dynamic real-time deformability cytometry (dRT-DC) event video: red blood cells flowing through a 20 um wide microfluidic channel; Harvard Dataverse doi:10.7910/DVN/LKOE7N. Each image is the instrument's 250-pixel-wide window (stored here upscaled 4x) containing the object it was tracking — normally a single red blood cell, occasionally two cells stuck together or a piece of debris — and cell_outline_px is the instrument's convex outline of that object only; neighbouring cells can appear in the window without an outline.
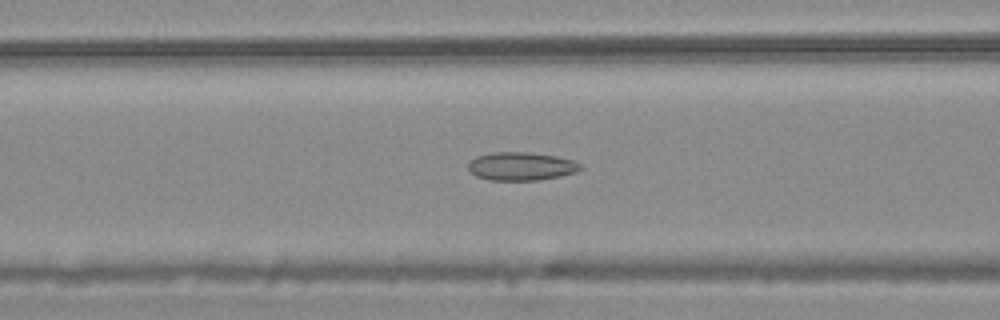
{"species": "common noctule bat (a hibernating species)", "species_latin": "Nyctalus noctula", "temperature_condition": "warm", "stored_images_in_passage": 42, "camera_frame_rate_fps": 3000, "um_per_image_px": 0.085, "animal": {"sex": "male", "body_mass_g": 20.4}, "frame": {"image": 1, "passage_image": 9, "time_ms": 2.667, "image_size_px": [1000, 320], "cell_outline_px": [[584, 168], [576, 172], [560, 176], [540, 180], [488, 180], [476, 176], [468, 168], [468, 164], [476, 156], [492, 152], [532, 152], [556, 156], [576, 160]], "centroid_in_image_um": [44.34, 14.13], "position_along_channel_um": 122.3, "area_um2": 18.67}}
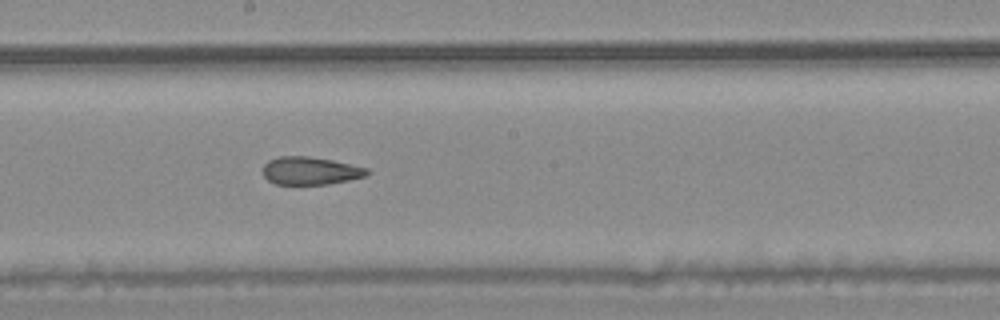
{"frame": {"image": 2, "passage_image": 17, "time_ms": 5.333, "image_size_px": [1000, 320], "cell_outline_px": [[372, 172], [368, 176], [328, 184], [276, 184], [268, 180], [264, 176], [264, 164], [268, 160], [280, 156], [308, 156], [332, 160], [368, 168]], "centroid_in_image_um": [26.42, 14.51], "position_along_channel_um": 221.8, "area_um2": 16.94}}
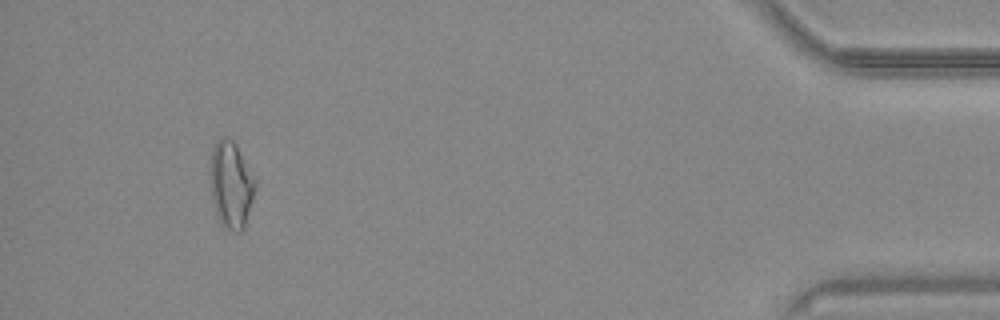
{"frame": {"image": 3, "passage_image": 38, "time_ms": 12.333, "image_size_px": [1000, 320], "cell_outline_px": [[256, 184], [252, 200], [244, 228], [240, 232], [232, 232], [224, 228], [220, 224], [216, 216], [212, 196], [208, 172], [212, 148], [216, 140], [220, 136], [224, 136], [232, 140], [236, 144], [256, 180]], "centroid_in_image_um": [19.6, 15.69], "position_along_channel_um": 415.6, "area_um2": 23.24}, "authors_computed_cell_mechanics": {"area_um2": 18.3804, "velocity_mm_per_s": 3.729, "shape_relaxation_time_tau1_ms": null, "shape_relaxation_time_tau2_ms": 3.3405, "deformation_change_tau1": null, "deformation_change_tau2": 0.1119}}